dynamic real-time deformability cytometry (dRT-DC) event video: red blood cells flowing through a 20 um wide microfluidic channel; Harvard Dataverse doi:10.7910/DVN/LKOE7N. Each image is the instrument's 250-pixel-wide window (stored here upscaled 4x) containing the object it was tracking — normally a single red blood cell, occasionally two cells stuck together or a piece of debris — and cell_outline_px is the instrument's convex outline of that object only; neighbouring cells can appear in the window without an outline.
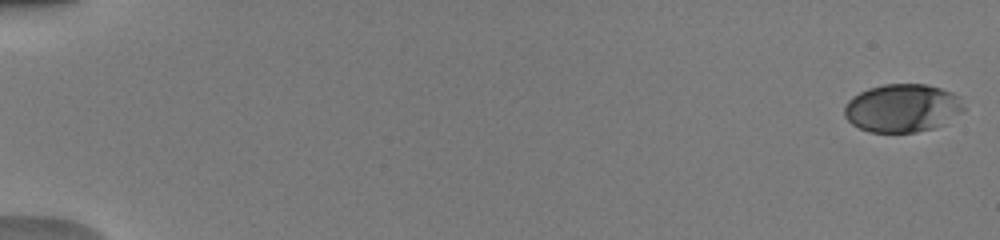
{"species": "human", "species_latin": "Homo sapiens", "temperature_condition": "warm", "stored_images_in_passage": 12, "camera_frame_rate_fps": 3000, "um_per_image_px": 0.085, "donor": {"sex": "male"}, "frame": {"image": 1, "passage_image": 1, "time_ms": 0.0, "image_size_px": [1000, 240], "cell_outline_px": [[964, 108], [960, 112], [944, 124], [932, 128], [916, 132], [868, 132], [852, 124], [844, 116], [844, 108], [848, 100], [852, 96], [868, 88], [884, 84], [928, 84], [952, 92], [956, 96]], "centroid_in_image_um": [76.65, 9.18], "position_along_channel_um": 8.4, "area_um2": 33.29}}